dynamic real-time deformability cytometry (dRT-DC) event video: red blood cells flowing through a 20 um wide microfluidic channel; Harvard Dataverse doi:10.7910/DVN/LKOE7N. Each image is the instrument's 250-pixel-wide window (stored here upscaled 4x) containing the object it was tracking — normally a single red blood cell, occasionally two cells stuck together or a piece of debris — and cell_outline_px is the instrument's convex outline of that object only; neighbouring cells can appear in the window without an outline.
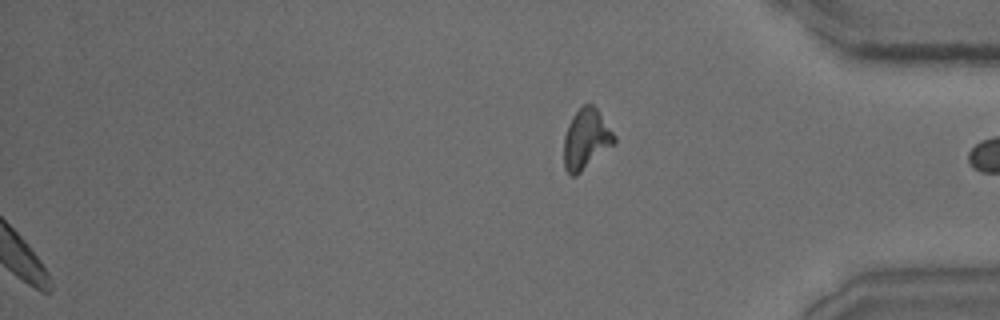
{"species": "common noctule bat (a hibernating species)", "species_latin": "Nyctalus noctula", "temperature_condition": "warm", "stored_images_in_passage": 41, "segment_of_instrument_passage": [2, 2], "camera_frame_rate_fps": 3000, "um_per_image_px": 0.085, "animal": {"sex": "male", "body_mass_g": 15.6}, "frame": {"image": 1, "passage_image": 41, "time_ms": 13.333, "image_size_px": [1000, 320], "cell_outline_px": [[616, 140], [612, 144], [576, 176], [572, 176], [564, 168], [564, 136], [568, 124], [572, 116], [584, 104], [592, 104], [596, 108], [616, 136]], "centroid_in_image_um": [49.79, 11.81], "position_along_channel_um": 385.4, "area_um2": 17.28}}